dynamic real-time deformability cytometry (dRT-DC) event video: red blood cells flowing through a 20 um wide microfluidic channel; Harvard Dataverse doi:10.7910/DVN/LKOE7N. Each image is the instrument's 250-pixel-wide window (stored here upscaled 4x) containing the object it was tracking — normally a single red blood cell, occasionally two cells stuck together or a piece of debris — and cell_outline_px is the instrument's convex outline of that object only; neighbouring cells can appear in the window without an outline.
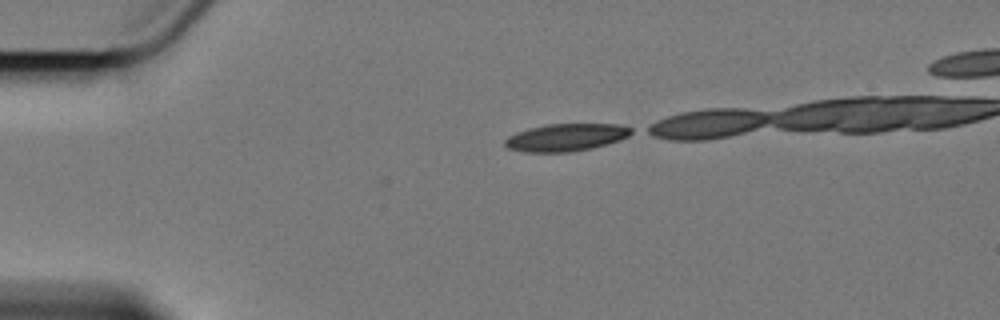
{"species": "Egyptian fruit bat (a non-hibernating species)", "species_latin": "Rousettus aegyptiacus", "temperature_condition": "cold", "stored_images_in_passage": 14, "camera_frame_rate_fps": 3000, "um_per_image_px": 0.085, "animal": {"sex": "female"}, "frame": {"image": 1, "passage_image": 1, "time_ms": 0.0, "image_size_px": [1000, 320], "cell_outline_px": [[636, 132], [620, 140], [588, 148], [568, 152], [524, 152], [508, 148], [504, 144], [504, 140], [508, 136], [516, 132], [528, 128], [548, 124], [620, 124], [632, 128]], "centroid_in_image_um": [48.11, 11.66], "position_along_channel_um": 36.9, "area_um2": 20.17}}
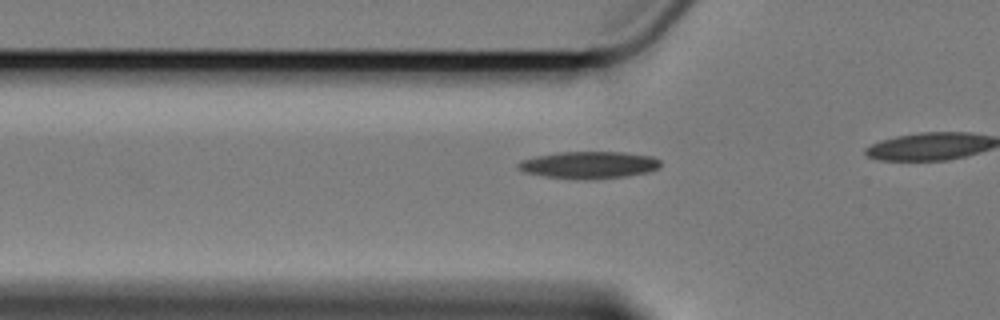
{"frame": {"image": 2, "passage_image": 8, "time_ms": 2.333, "image_size_px": [1000, 320], "cell_outline_px": [[660, 168], [648, 172], [624, 176], [544, 176], [524, 172], [516, 168], [516, 164], [520, 160], [536, 156], [560, 152], [624, 152], [652, 156], [660, 160]], "centroid_in_image_um": [50.06, 13.96], "position_along_channel_um": 75.7, "area_um2": 21.39}}
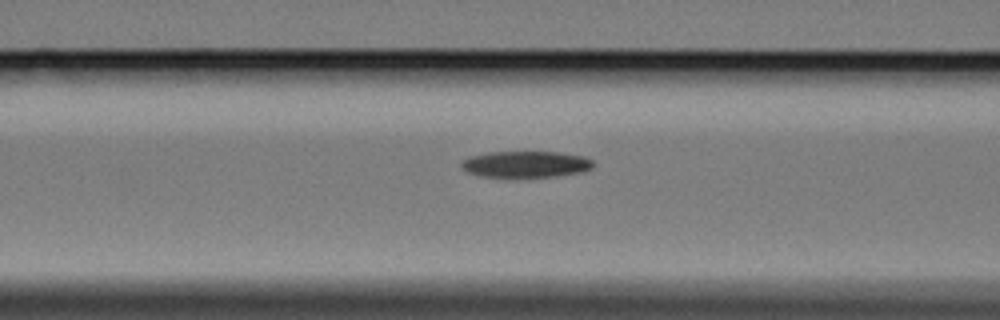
{"frame": {"image": 3, "passage_image": 12, "time_ms": 3.667, "image_size_px": [1000, 320], "cell_outline_px": [[592, 168], [584, 172], [556, 176], [484, 176], [468, 172], [460, 164], [468, 156], [488, 152], [560, 152], [584, 156], [592, 160]], "centroid_in_image_um": [44.73, 13.94], "position_along_channel_um": 121.9, "area_um2": 20.0}}